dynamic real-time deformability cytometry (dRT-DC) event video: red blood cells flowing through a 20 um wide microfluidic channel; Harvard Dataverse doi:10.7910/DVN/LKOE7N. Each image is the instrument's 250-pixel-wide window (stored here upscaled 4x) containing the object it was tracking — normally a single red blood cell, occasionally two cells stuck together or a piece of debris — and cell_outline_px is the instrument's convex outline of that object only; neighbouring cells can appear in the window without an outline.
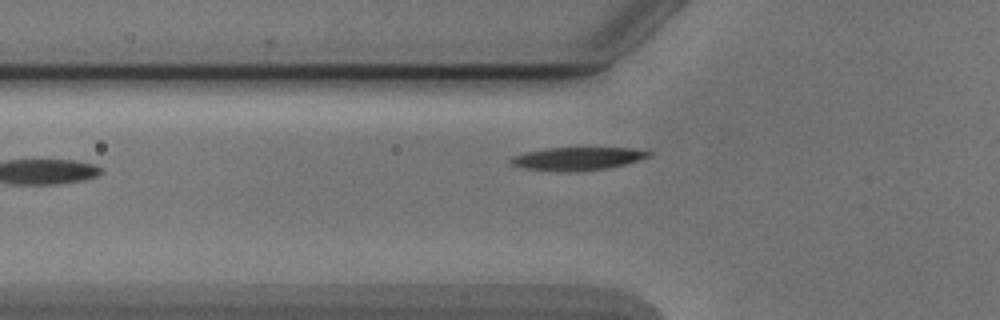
{"species": "Egyptian fruit bat (a non-hibernating species)", "species_latin": "Rousettus aegyptiacus", "temperature_condition": "cold", "stored_images_in_passage": 24, "camera_frame_rate_fps": 3000, "um_per_image_px": 0.085, "animal": {"sex": "male"}, "frame": {"image": 1, "passage_image": 4, "time_ms": 1.0, "image_size_px": [1000, 320], "cell_outline_px": [[652, 156], [624, 164], [608, 168], [576, 172], [552, 172], [524, 168], [512, 164], [508, 160], [512, 156], [524, 152], [544, 148], [632, 148], [652, 152]], "centroid_in_image_um": [49.04, 13.49], "position_along_channel_um": 76.8, "area_um2": 18.79}}
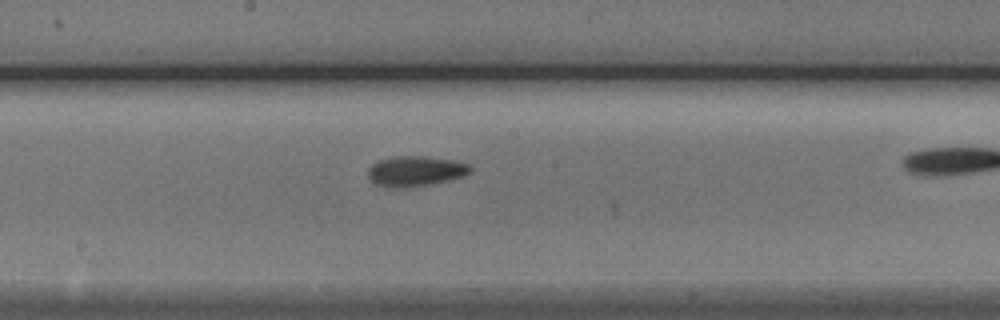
{"frame": {"image": 2, "passage_image": 11, "time_ms": 3.333, "image_size_px": [1000, 320], "cell_outline_px": [[472, 172], [464, 176], [432, 184], [408, 188], [396, 188], [376, 184], [368, 180], [368, 168], [376, 160], [392, 156], [424, 156], [452, 160], [468, 164], [472, 168]], "centroid_in_image_um": [35.28, 14.55], "position_along_channel_um": 212.9, "area_um2": 18.32}}
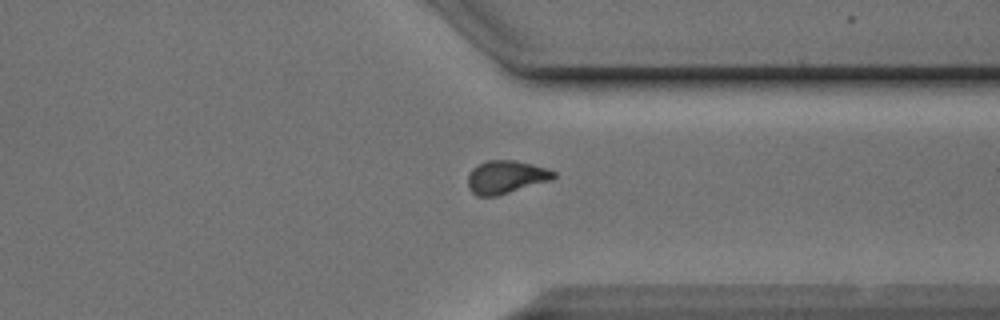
{"frame": {"image": 3, "passage_image": 23, "time_ms": 7.333, "image_size_px": [1000, 320], "cell_outline_px": [[556, 176], [552, 180], [496, 196], [476, 196], [468, 188], [468, 176], [472, 168], [488, 160], [512, 160], [532, 164], [556, 172]], "centroid_in_image_um": [42.99, 15.06], "position_along_channel_um": 368.4, "area_um2": 16.42}}